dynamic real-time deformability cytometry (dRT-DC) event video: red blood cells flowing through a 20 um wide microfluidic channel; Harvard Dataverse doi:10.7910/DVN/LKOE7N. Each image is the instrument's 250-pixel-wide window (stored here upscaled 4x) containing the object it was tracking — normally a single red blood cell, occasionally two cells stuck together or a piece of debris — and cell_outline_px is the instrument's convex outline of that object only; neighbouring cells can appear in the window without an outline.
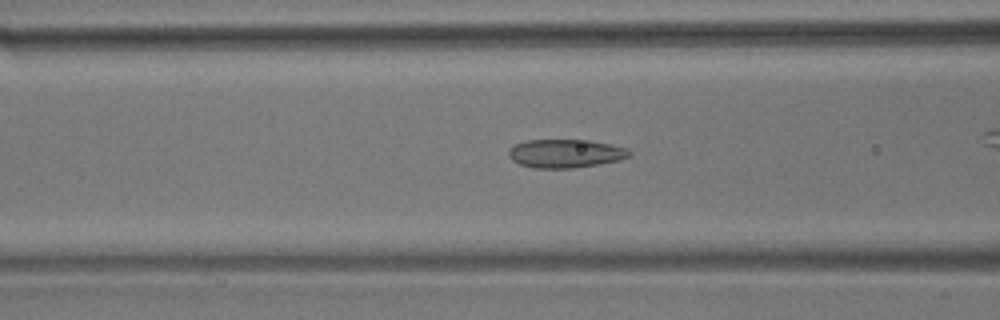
{"species": "common noctule bat (a hibernating species)", "species_latin": "Nyctalus noctula", "temperature_condition": "room temperature", "stored_images_in_passage": 44, "camera_frame_rate_fps": 3000, "um_per_image_px": 0.085, "animal": {"sex": "male", "body_mass_g": 17.9}, "frame": {"image": 1, "passage_image": 22, "time_ms": 7.0, "image_size_px": [1000, 320], "cell_outline_px": [[632, 156], [620, 160], [572, 168], [532, 168], [520, 164], [512, 160], [508, 156], [508, 148], [516, 144], [528, 140], [588, 140], [612, 144], [628, 148], [632, 152]], "centroid_in_image_um": [48.08, 13.04], "position_along_channel_um": 118.5, "area_um2": 20.17}}
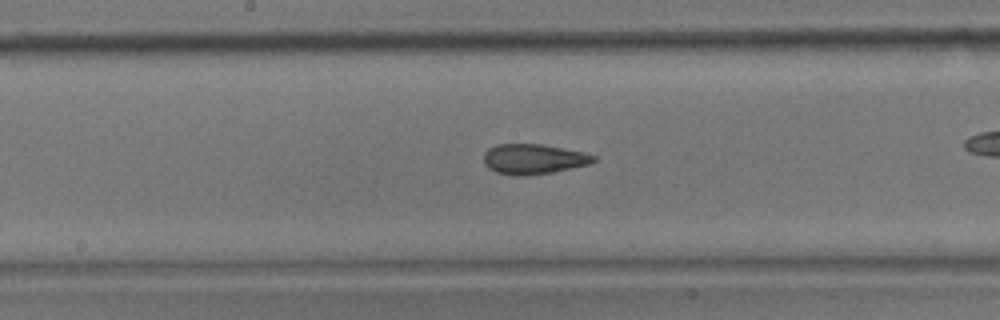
{"frame": {"image": 2, "passage_image": 29, "time_ms": 9.333, "image_size_px": [1000, 320], "cell_outline_px": [[596, 160], [588, 164], [552, 172], [524, 176], [516, 176], [496, 172], [488, 168], [484, 164], [484, 152], [488, 148], [496, 144], [540, 144], [584, 152], [596, 156]], "centroid_in_image_um": [45.31, 13.52], "position_along_channel_um": 202.9, "area_um2": 19.25}}
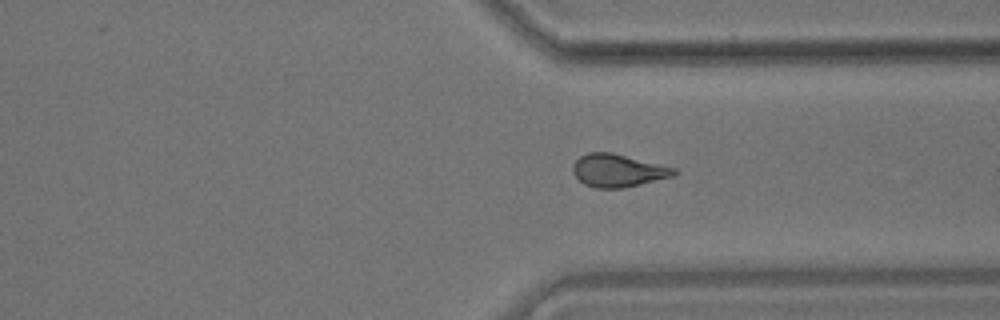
{"frame": {"image": 3, "passage_image": 42, "time_ms": 13.667, "image_size_px": [1000, 320], "cell_outline_px": [[680, 172], [672, 176], [624, 188], [596, 188], [584, 184], [572, 172], [572, 164], [580, 156], [588, 152], [612, 152], [676, 168]], "centroid_in_image_um": [52.51, 14.49], "position_along_channel_um": 358.9, "area_um2": 19.36}}